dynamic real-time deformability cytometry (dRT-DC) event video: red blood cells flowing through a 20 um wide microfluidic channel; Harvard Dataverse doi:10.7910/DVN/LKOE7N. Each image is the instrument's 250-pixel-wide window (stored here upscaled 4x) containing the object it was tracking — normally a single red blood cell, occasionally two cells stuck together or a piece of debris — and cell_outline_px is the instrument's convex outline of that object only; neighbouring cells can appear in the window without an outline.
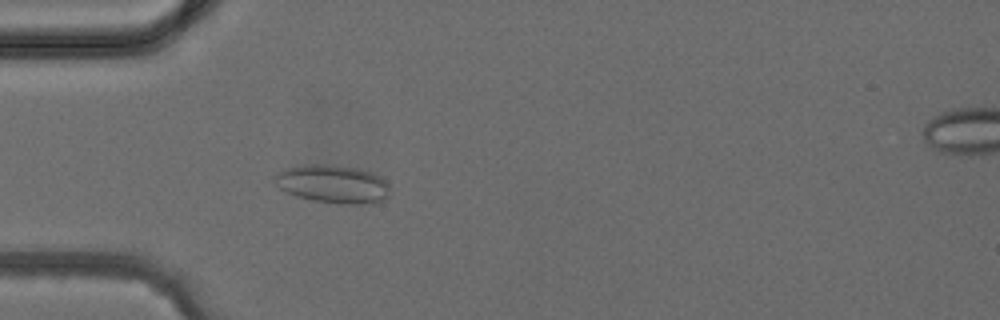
{"species": "common noctule bat (a hibernating species)", "species_latin": "Nyctalus noctula", "temperature_condition": "cold", "stored_images_in_passage": 3, "camera_frame_rate_fps": 3000, "um_per_image_px": 0.085, "animal": {"sex": "female", "body_mass_g": 24.6, "forearm_length_mm": 56.2}, "frame": {"image": 1, "passage_image": 3, "time_ms": 2.333, "image_size_px": [1000, 320], "cell_outline_px": [[388, 196], [384, 200], [376, 204], [344, 204], [316, 200], [296, 196], [280, 188], [272, 180], [272, 176], [284, 168], [304, 164], [324, 164], [356, 168], [372, 172], [380, 176], [388, 184]], "centroid_in_image_um": [28.28, 15.63], "position_along_channel_um": 56.7, "area_um2": 25.78}}